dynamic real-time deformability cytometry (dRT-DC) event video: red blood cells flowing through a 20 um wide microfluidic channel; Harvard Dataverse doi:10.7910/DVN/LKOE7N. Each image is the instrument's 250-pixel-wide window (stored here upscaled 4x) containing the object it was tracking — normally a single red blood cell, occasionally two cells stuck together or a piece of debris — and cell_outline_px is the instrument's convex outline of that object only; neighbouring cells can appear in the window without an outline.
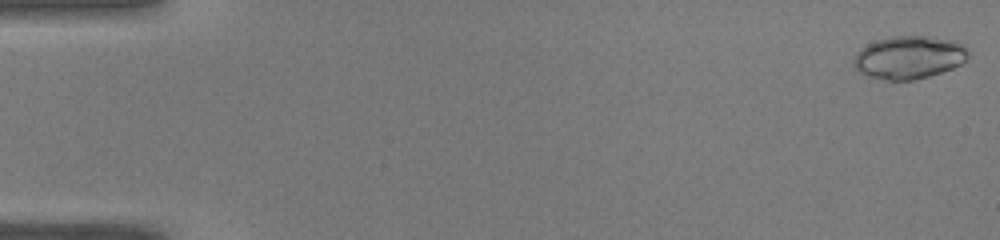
{"species": "common noctule bat (a hibernating species)", "species_latin": "Nyctalus noctula", "temperature_condition": "warm", "stored_images_in_passage": 50, "camera_frame_rate_fps": 3000, "um_per_image_px": 0.085, "animal": {"sex": "male", "body_mass_g": 19.0, "forearm_length_mm": 50.8}, "frame": {"image": 1, "passage_image": 1, "time_ms": 0.0, "image_size_px": [1000, 240], "cell_outline_px": [[968, 56], [960, 64], [952, 68], [928, 76], [912, 80], [888, 80], [868, 76], [860, 72], [852, 64], [852, 60], [856, 52], [860, 48], [876, 40], [892, 36], [924, 36], [956, 40], [964, 44], [968, 52]], "centroid_in_image_um": [77.24, 4.86], "position_along_channel_um": 7.8, "area_um2": 28.67}}
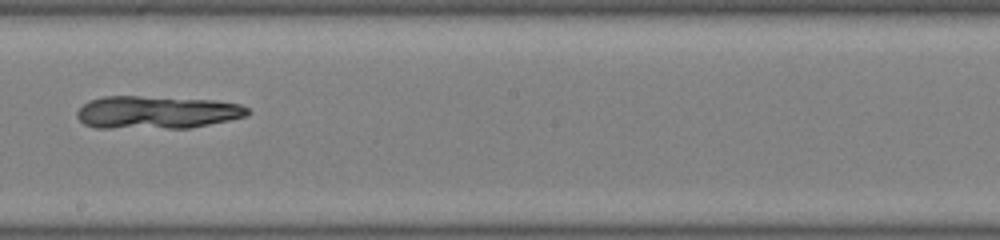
{"frame": {"image": 2, "passage_image": 29, "time_ms": 9.333, "image_size_px": [1000, 240], "cell_outline_px": [[252, 112], [248, 116], [188, 128], [96, 128], [84, 124], [76, 116], [76, 112], [88, 100], [104, 96], [140, 96], [216, 100], [240, 104], [248, 108]], "centroid_in_image_um": [13.32, 9.54], "position_along_channel_um": 234.9, "area_um2": 32.83}}
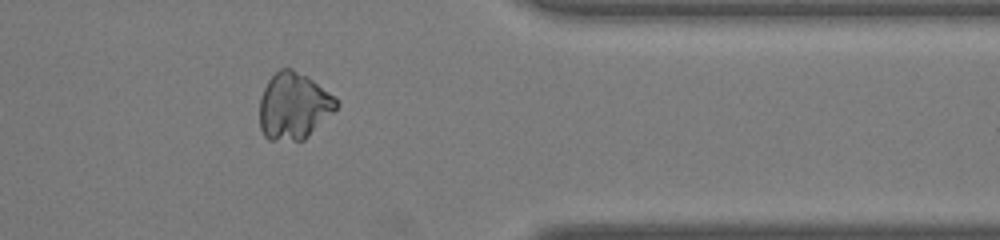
{"frame": {"image": 3, "passage_image": 41, "time_ms": 13.333, "image_size_px": [1000, 240], "cell_outline_px": [[340, 104], [304, 140], [268, 140], [264, 136], [260, 128], [260, 96], [268, 80], [280, 68], [292, 68], [308, 76], [336, 96]], "centroid_in_image_um": [24.96, 8.99], "position_along_channel_um": 386.4, "area_um2": 29.94}}